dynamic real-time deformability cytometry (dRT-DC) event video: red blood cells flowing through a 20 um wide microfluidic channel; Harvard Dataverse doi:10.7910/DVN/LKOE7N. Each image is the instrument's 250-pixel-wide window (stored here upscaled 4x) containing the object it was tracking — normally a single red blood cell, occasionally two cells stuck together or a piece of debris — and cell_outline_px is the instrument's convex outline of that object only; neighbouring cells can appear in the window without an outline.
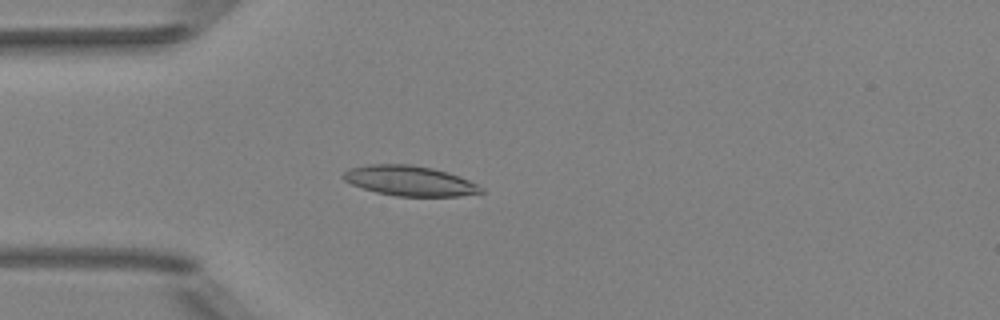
{"species": "Egyptian fruit bat (a non-hibernating species)", "species_latin": "Rousettus aegyptiacus", "temperature_condition": "room temperature", "stored_images_in_passage": 52, "camera_frame_rate_fps": 3000, "um_per_image_px": 0.085, "animal": {"sex": "female"}, "frame": {"image": 1, "passage_image": 15, "time_ms": 4.667, "image_size_px": [1000, 320], "cell_outline_px": [[484, 192], [460, 196], [396, 196], [376, 192], [352, 184], [344, 180], [344, 172], [348, 168], [368, 164], [408, 164], [432, 168], [448, 172], [460, 176], [484, 188]], "centroid_in_image_um": [34.84, 15.36], "position_along_channel_um": 50.2, "area_um2": 24.04}}
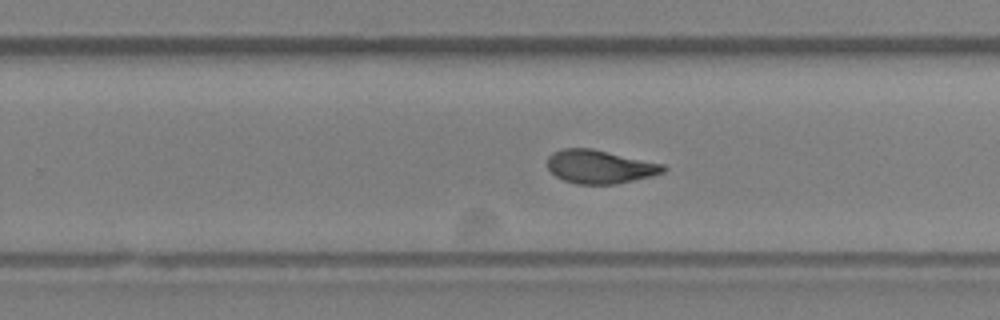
{"frame": {"image": 2, "passage_image": 33, "time_ms": 10.667, "image_size_px": [1000, 320], "cell_outline_px": [[668, 168], [664, 172], [652, 176], [616, 184], [576, 184], [564, 180], [556, 176], [548, 168], [548, 156], [552, 152], [564, 148], [592, 148], [664, 164]], "centroid_in_image_um": [51.0, 14.17], "position_along_channel_um": 278.8, "area_um2": 22.66}}
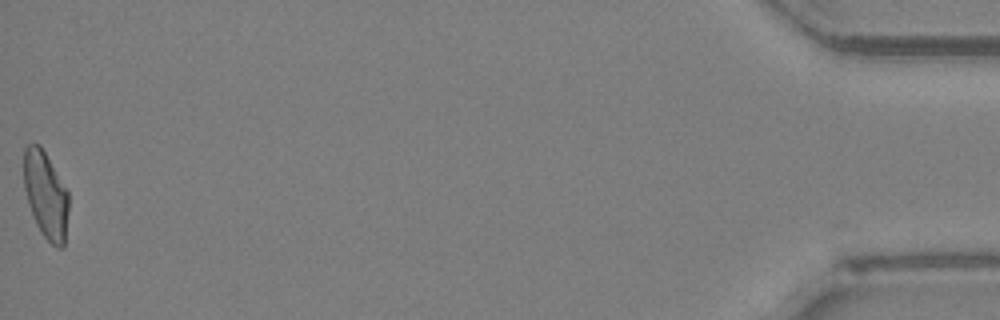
{"frame": {"image": 3, "passage_image": 52, "time_ms": 17.0, "image_size_px": [1000, 320], "cell_outline_px": [[68, 212], [64, 248], [56, 248], [40, 232], [36, 224], [28, 204], [24, 188], [24, 148], [28, 144], [40, 144], [68, 192]], "centroid_in_image_um": [3.88, 16.6], "position_along_channel_um": 431.3, "area_um2": 22.66}, "authors_computed_cell_mechanics": {"area_um2": 23.0622, "velocity_mm_per_s": 4.0145, "shape_relaxation_time_tau1_ms": 4.1548, "shape_relaxation_time_tau2_ms": 1.7399, "deformation_change_tau1": 0.1518, "deformation_change_tau2": 0.0638}}